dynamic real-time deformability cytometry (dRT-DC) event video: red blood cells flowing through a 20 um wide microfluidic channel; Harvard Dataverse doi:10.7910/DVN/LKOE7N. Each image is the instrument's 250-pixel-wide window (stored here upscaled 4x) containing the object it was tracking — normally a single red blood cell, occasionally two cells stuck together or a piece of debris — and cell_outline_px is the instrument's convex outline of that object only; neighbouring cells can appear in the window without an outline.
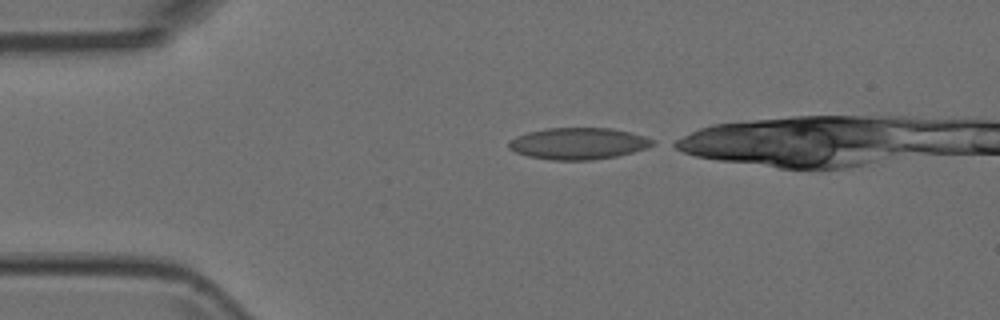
{"species": "Egyptian fruit bat (a non-hibernating species)", "species_latin": "Rousettus aegyptiacus", "temperature_condition": "room temperature", "stored_images_in_passage": 2, "camera_frame_rate_fps": 3000, "um_per_image_px": 0.085, "animal": {"sex": "female"}, "frame": {"image": 1, "passage_image": 1, "time_ms": 0.0, "image_size_px": [1000, 320], "cell_outline_px": [[656, 144], [648, 148], [616, 156], [592, 160], [552, 160], [528, 156], [516, 152], [508, 148], [508, 140], [516, 136], [528, 132], [548, 128], [612, 128], [644, 136], [656, 140]], "centroid_in_image_um": [49.16, 12.2], "position_along_channel_um": 35.8, "area_um2": 26.59}}